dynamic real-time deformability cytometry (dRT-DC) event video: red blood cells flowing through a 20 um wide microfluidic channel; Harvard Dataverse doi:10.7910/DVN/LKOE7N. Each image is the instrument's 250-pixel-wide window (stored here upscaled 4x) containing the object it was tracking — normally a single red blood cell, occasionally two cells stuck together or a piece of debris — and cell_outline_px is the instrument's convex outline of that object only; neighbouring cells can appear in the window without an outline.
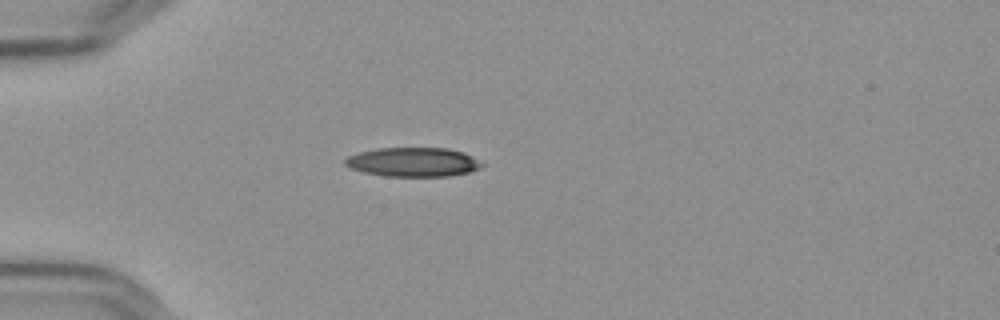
{"species": "Egyptian fruit bat (a non-hibernating species)", "species_latin": "Rousettus aegyptiacus", "temperature_condition": "cold", "stored_images_in_passage": 41, "camera_frame_rate_fps": 3000, "um_per_image_px": 0.085, "frame": {"image": 1, "passage_image": 1, "time_ms": 0.0, "image_size_px": [1000, 320], "cell_outline_px": [[484, 164], [480, 168], [468, 172], [448, 176], [384, 176], [364, 172], [352, 168], [344, 164], [344, 160], [348, 156], [360, 152], [376, 148], [448, 148], [464, 152], [472, 156]], "centroid_in_image_um": [35.12, 13.77], "position_along_channel_um": 49.9, "area_um2": 23.18}}
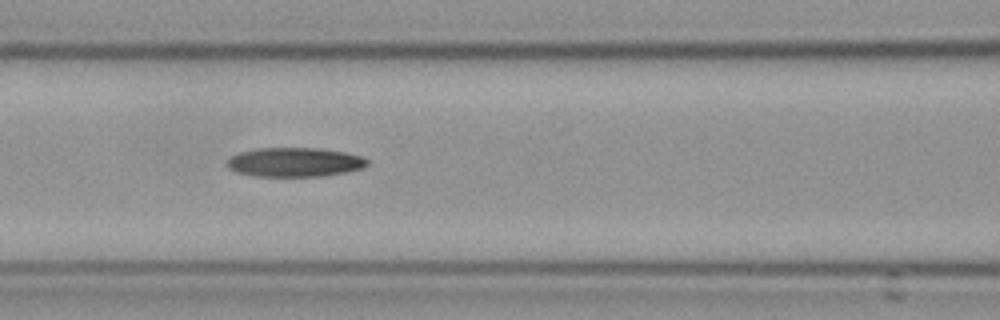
{"frame": {"image": 2, "passage_image": 10, "time_ms": 3.0, "image_size_px": [1000, 320], "cell_outline_px": [[368, 164], [364, 168], [348, 172], [324, 176], [252, 176], [236, 172], [228, 168], [228, 160], [232, 156], [240, 152], [256, 148], [320, 148], [344, 152], [360, 156], [368, 160]], "centroid_in_image_um": [25.06, 13.79], "position_along_channel_um": 141.5, "area_um2": 23.93}}
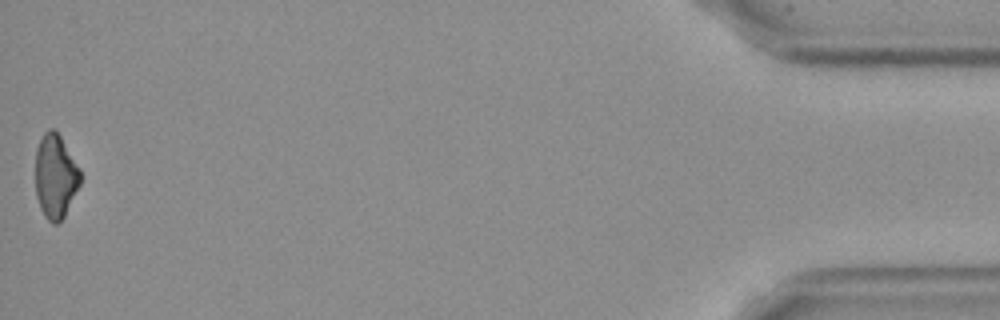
{"frame": {"image": 3, "passage_image": 41, "time_ms": 13.333, "image_size_px": [1000, 320], "cell_outline_px": [[80, 184], [64, 216], [56, 224], [52, 224], [44, 216], [40, 208], [36, 196], [36, 148], [44, 132], [48, 128], [56, 128], [80, 168]], "centroid_in_image_um": [4.71, 14.95], "position_along_channel_um": 430.5, "area_um2": 22.08}, "authors_computed_cell_mechanics": {"area_um2": 23.987, "velocity_mm_per_s": 3.6472, "shape_relaxation_time_tau1_ms": 8.5546, "shape_relaxation_time_tau2_ms": null, "deformation_change_tau1": 0.1792, "deformation_change_tau2": null}}